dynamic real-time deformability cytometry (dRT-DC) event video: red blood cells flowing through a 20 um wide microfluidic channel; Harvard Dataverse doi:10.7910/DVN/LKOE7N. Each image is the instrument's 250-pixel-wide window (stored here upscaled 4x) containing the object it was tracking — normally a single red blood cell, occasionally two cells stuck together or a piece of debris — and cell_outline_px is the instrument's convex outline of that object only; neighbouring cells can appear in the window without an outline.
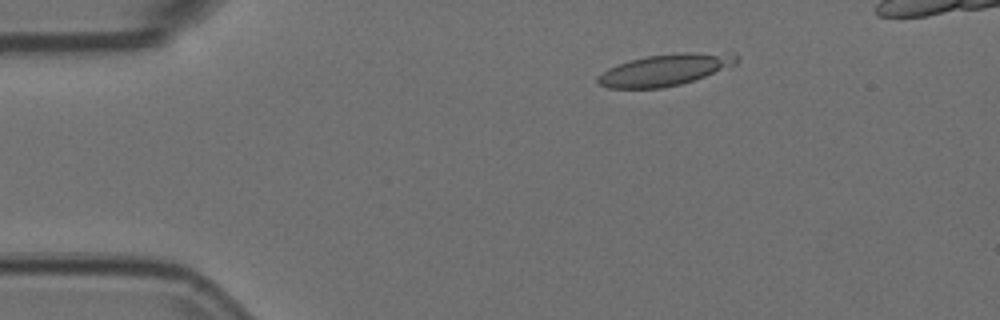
{"species": "Egyptian fruit bat (a non-hibernating species)", "species_latin": "Rousettus aegyptiacus", "temperature_condition": "room temperature", "stored_images_in_passage": 12, "camera_frame_rate_fps": 3000, "um_per_image_px": 0.085, "animal": {"sex": "female"}, "frame": {"image": 1, "passage_image": 10, "time_ms": 3.0, "image_size_px": [1000, 320], "cell_outline_px": [[740, 56], [736, 64], [704, 76], [680, 84], [660, 88], [608, 88], [596, 84], [596, 76], [608, 68], [632, 60], [648, 56], [676, 52], [736, 52]], "centroid_in_image_um": [56.55, 5.92], "position_along_channel_um": 28.4, "area_um2": 25.66}}